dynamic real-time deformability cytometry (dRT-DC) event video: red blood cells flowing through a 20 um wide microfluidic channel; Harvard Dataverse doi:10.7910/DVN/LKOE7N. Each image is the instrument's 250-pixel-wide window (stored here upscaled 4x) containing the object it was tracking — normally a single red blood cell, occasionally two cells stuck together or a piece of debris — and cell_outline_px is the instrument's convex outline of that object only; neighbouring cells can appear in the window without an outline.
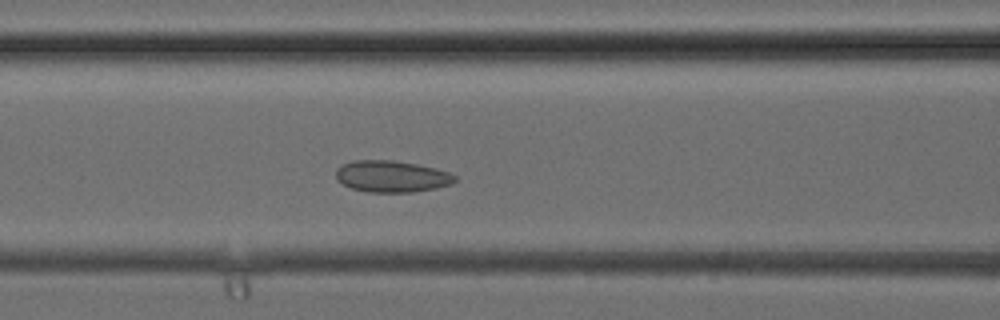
{"species": "common noctule bat (a hibernating species)", "species_latin": "Nyctalus noctula", "temperature_condition": "cold", "stored_images_in_passage": 36, "camera_frame_rate_fps": 3000, "um_per_image_px": 0.085, "animal": {"sex": "female", "body_mass_g": 24.6, "forearm_length_mm": 56.2}, "frame": {"image": 1, "passage_image": 13, "time_ms": 4.0, "image_size_px": [1000, 320], "cell_outline_px": [[456, 180], [452, 184], [436, 188], [412, 192], [368, 192], [352, 188], [336, 180], [336, 168], [352, 160], [392, 160], [416, 164], [436, 168], [448, 172], [456, 176]], "centroid_in_image_um": [33.29, 14.99], "position_along_channel_um": 133.3, "area_um2": 21.91}}
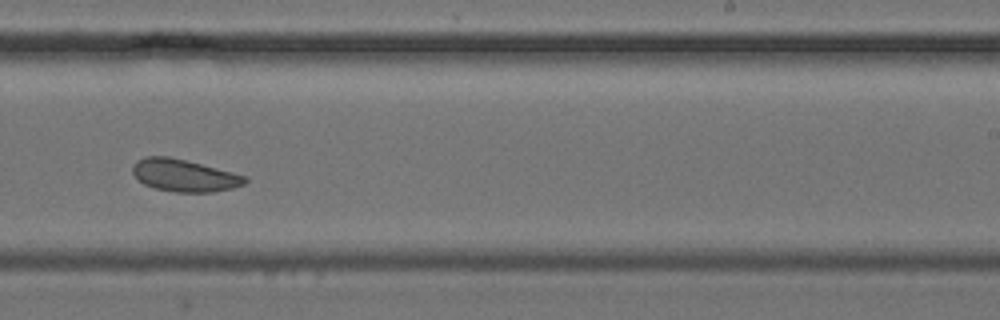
{"frame": {"image": 2, "passage_image": 21, "time_ms": 6.667, "image_size_px": [1000, 320], "cell_outline_px": [[248, 180], [244, 184], [232, 188], [212, 192], [172, 192], [156, 188], [144, 184], [132, 172], [132, 164], [136, 160], [144, 156], [168, 156], [248, 176]], "centroid_in_image_um": [15.64, 14.91], "position_along_channel_um": 273.4, "area_um2": 21.04}}
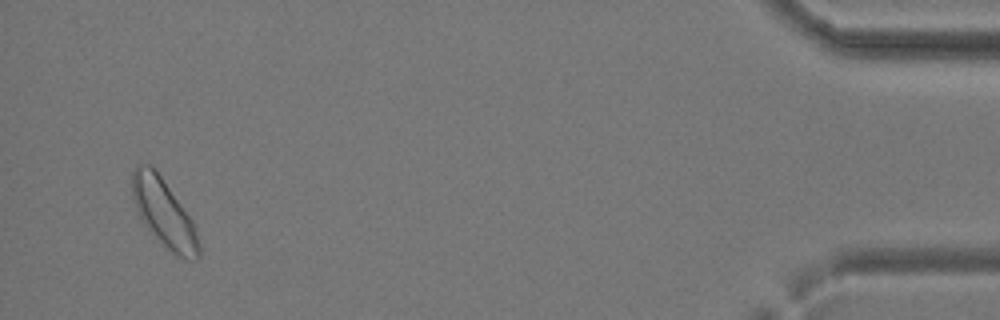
{"frame": {"image": 3, "passage_image": 34, "time_ms": 11.0, "image_size_px": [1000, 320], "cell_outline_px": [[200, 256], [196, 260], [188, 260], [172, 252], [144, 224], [136, 212], [132, 196], [132, 172], [136, 164], [152, 164], [192, 220], [200, 244]], "centroid_in_image_um": [13.91, 18.08], "position_along_channel_um": 421.3, "area_um2": 26.01}}